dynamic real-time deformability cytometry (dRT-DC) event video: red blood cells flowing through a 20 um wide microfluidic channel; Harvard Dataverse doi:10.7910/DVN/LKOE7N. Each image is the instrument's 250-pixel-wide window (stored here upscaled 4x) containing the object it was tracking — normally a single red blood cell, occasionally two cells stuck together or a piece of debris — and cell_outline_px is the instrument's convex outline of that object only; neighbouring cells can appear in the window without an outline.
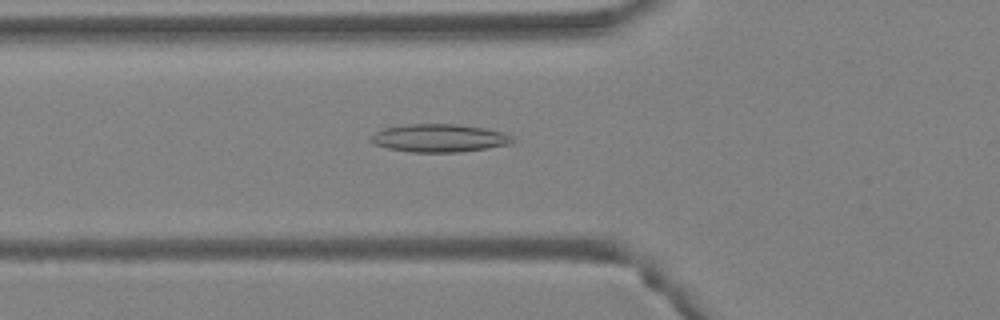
{"species": "Egyptian fruit bat (a non-hibernating species)", "species_latin": "Rousettus aegyptiacus", "temperature_condition": "warm", "stored_images_in_passage": 35, "camera_frame_rate_fps": 3000, "um_per_image_px": 0.085, "animal": {"sex": "female"}, "frame": {"image": 1, "passage_image": 5, "time_ms": 1.333, "image_size_px": [1000, 320], "cell_outline_px": [[516, 140], [508, 144], [460, 152], [408, 152], [388, 148], [372, 144], [368, 140], [376, 132], [384, 128], [404, 124], [456, 124], [484, 128], [500, 132]], "centroid_in_image_um": [37.24, 11.74], "position_along_channel_um": 88.6, "area_um2": 22.89}}
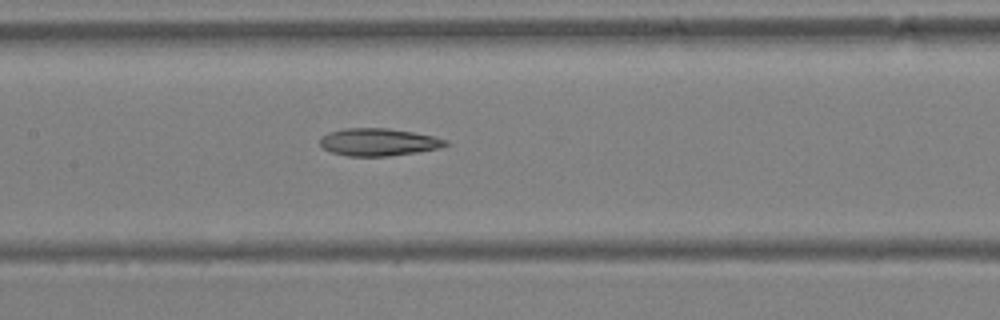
{"frame": {"image": 2, "passage_image": 11, "time_ms": 3.333, "image_size_px": [1000, 320], "cell_outline_px": [[452, 144], [440, 148], [416, 152], [388, 156], [348, 156], [332, 152], [324, 148], [320, 144], [320, 140], [328, 132], [348, 128], [388, 128], [412, 132], [432, 136], [448, 140]], "centroid_in_image_um": [32.22, 12.08], "position_along_channel_um": 175.2, "area_um2": 20.0}}
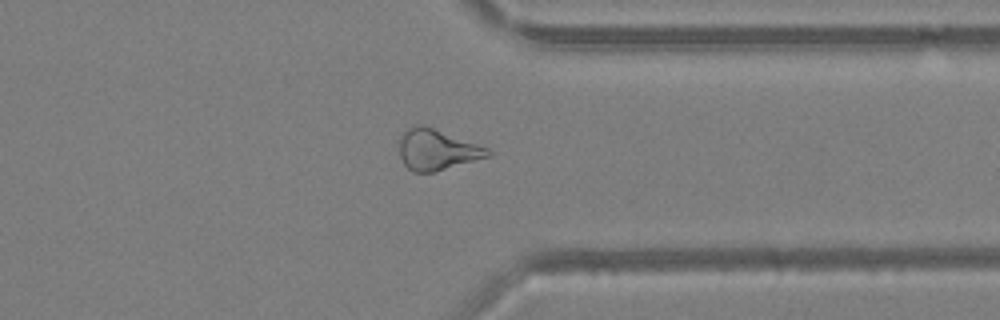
{"frame": {"image": 3, "passage_image": 25, "time_ms": 8.0, "image_size_px": [1000, 320], "cell_outline_px": [[492, 152], [488, 156], [432, 172], [412, 172], [404, 164], [400, 156], [400, 136], [408, 128], [416, 124], [424, 124], [488, 148]], "centroid_in_image_um": [37.1, 12.7], "position_along_channel_um": 374.3, "area_um2": 20.69}}